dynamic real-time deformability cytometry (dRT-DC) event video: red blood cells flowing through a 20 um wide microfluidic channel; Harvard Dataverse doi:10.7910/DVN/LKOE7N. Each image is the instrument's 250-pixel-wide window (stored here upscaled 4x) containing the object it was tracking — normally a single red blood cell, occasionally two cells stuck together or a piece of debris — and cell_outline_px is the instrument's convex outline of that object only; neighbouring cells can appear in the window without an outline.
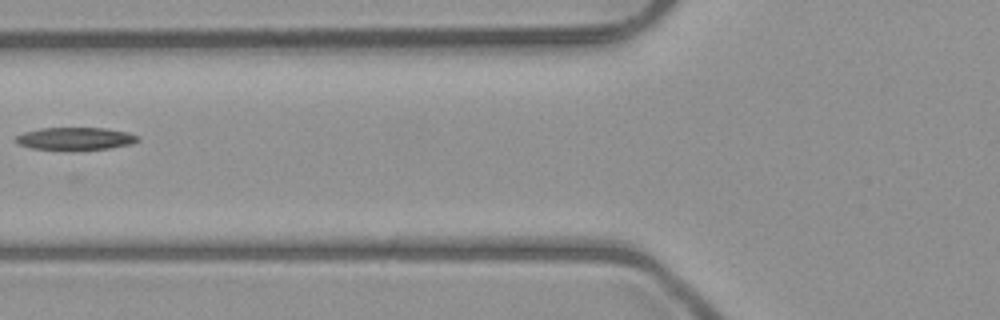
{"species": "common noctule bat (a hibernating species)", "species_latin": "Nyctalus noctula", "temperature_condition": "room temperature", "stored_images_in_passage": 6, "camera_frame_rate_fps": 3000, "um_per_image_px": 0.085, "animal": {"sex": "male", "body_mass_g": 23.1, "forearm_length_mm": 52.7}, "frame": {"image": 1, "passage_image": 5, "time_ms": 4.667, "image_size_px": [1000, 320], "cell_outline_px": [[140, 140], [132, 144], [112, 148], [72, 152], [32, 148], [16, 144], [16, 136], [24, 132], [40, 128], [108, 128], [128, 132], [140, 136]], "centroid_in_image_um": [6.44, 11.81], "position_along_channel_um": 119.4, "area_um2": 16.82}}
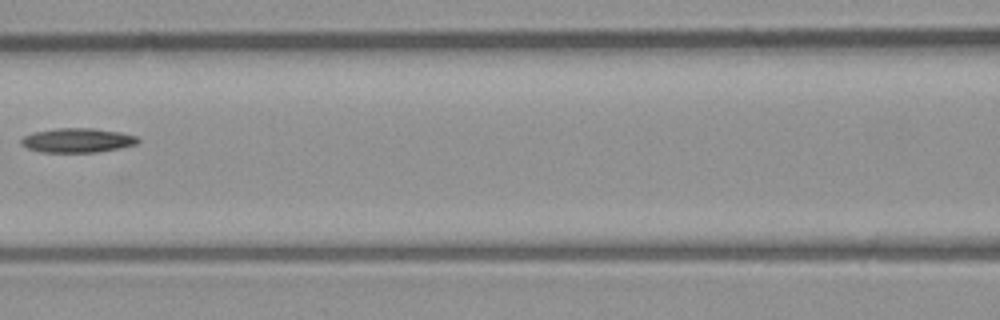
{"frame": {"image": 2, "passage_image": 6, "time_ms": 5.667, "image_size_px": [1000, 320], "cell_outline_px": [[140, 140], [136, 144], [120, 148], [96, 152], [40, 152], [28, 148], [20, 144], [20, 140], [24, 136], [32, 132], [56, 128], [92, 128], [120, 132], [136, 136]], "centroid_in_image_um": [6.55, 11.92], "position_along_channel_um": 160.0, "area_um2": 16.59}}